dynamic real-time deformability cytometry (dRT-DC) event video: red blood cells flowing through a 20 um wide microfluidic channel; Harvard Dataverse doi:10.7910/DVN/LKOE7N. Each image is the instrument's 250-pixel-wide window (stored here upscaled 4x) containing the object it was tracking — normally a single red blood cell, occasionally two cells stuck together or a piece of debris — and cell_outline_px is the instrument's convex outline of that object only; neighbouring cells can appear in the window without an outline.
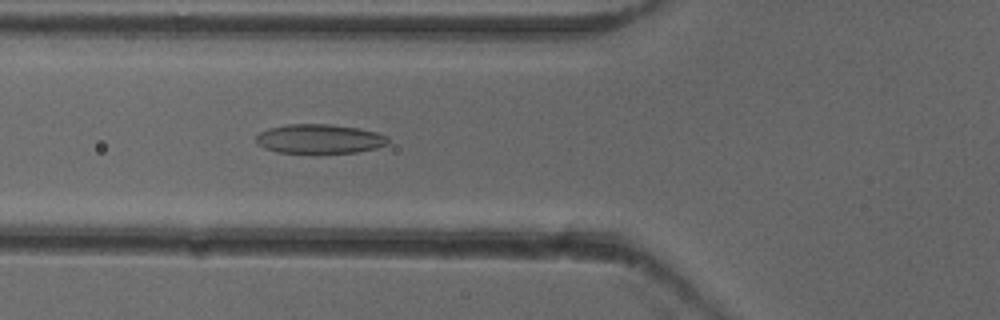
{"species": "common noctule bat (a hibernating species)", "species_latin": "Nyctalus noctula", "temperature_condition": "cold", "stored_images_in_passage": 34, "camera_frame_rate_fps": 3000, "um_per_image_px": 0.085, "animal": {"sex": "female"}, "frame": {"image": 1, "passage_image": 7, "time_ms": 2.0, "image_size_px": [1000, 320], "cell_outline_px": [[388, 144], [376, 148], [356, 152], [316, 156], [312, 156], [276, 152], [264, 148], [256, 144], [256, 136], [260, 132], [268, 128], [288, 124], [328, 124], [360, 128], [376, 132], [388, 136]], "centroid_in_image_um": [27.13, 11.85], "position_along_channel_um": 98.7, "area_um2": 23.64}}
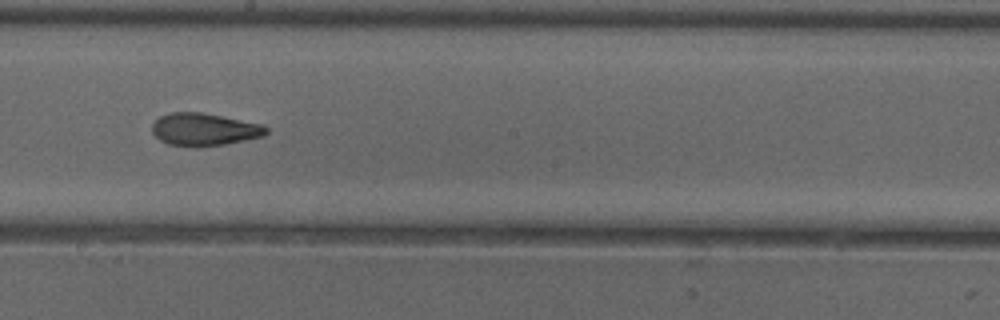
{"frame": {"image": 2, "passage_image": 17, "time_ms": 5.333, "image_size_px": [1000, 320], "cell_outline_px": [[268, 132], [260, 136], [244, 140], [224, 144], [196, 148], [168, 144], [160, 140], [152, 132], [152, 124], [160, 116], [172, 112], [200, 112], [260, 124], [268, 128]], "centroid_in_image_um": [17.3, 11.01], "position_along_channel_um": 230.9, "area_um2": 21.44}}
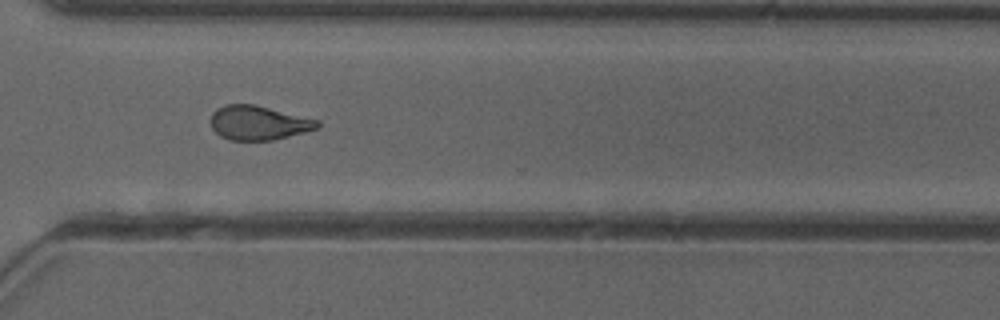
{"frame": {"image": 3, "passage_image": 26, "time_ms": 8.333, "image_size_px": [1000, 320], "cell_outline_px": [[320, 128], [272, 140], [228, 140], [220, 136], [212, 128], [212, 112], [216, 108], [224, 104], [256, 104], [320, 120]], "centroid_in_image_um": [21.99, 10.43], "position_along_channel_um": 348.6, "area_um2": 21.44}, "authors_computed_cell_mechanics": {"area_um2": 21.5305, "velocity_mm_per_s": 3.9427, "shape_relaxation_time_tau1_ms": null, "shape_relaxation_time_tau2_ms": 2.4443, "deformation_change_tau1": null, "deformation_change_tau2": 0.0978}}